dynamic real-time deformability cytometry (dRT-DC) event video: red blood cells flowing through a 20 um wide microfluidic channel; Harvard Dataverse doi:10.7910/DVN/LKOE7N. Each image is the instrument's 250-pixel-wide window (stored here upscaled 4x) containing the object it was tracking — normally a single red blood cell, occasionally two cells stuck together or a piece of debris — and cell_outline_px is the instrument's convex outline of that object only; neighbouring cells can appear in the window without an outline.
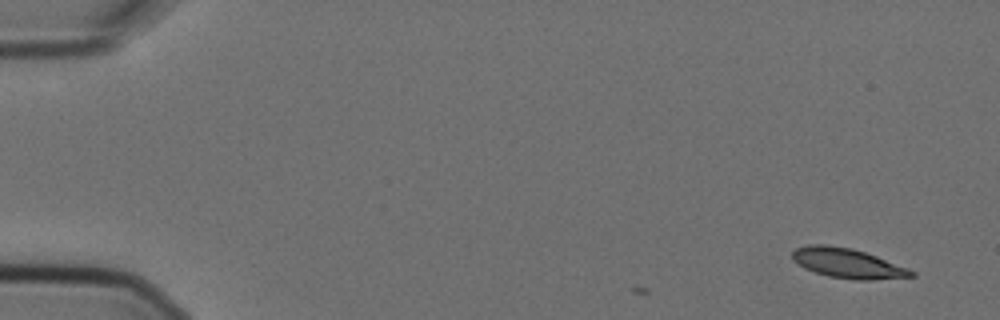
{"species": "Egyptian fruit bat (a non-hibernating species)", "species_latin": "Rousettus aegyptiacus", "temperature_condition": "cold", "stored_images_in_passage": 3, "camera_frame_rate_fps": 3000, "um_per_image_px": 0.085, "animal": {"sex": "female"}, "frame": {"image": 1, "passage_image": 1, "time_ms": 0.0, "image_size_px": [1000, 320], "cell_outline_px": [[916, 276], [872, 280], [856, 280], [828, 276], [804, 268], [792, 260], [792, 252], [796, 248], [808, 244], [824, 244], [852, 248], [876, 256], [908, 268], [916, 272]], "centroid_in_image_um": [72.04, 22.37], "position_along_channel_um": 13.0, "area_um2": 20.63}}